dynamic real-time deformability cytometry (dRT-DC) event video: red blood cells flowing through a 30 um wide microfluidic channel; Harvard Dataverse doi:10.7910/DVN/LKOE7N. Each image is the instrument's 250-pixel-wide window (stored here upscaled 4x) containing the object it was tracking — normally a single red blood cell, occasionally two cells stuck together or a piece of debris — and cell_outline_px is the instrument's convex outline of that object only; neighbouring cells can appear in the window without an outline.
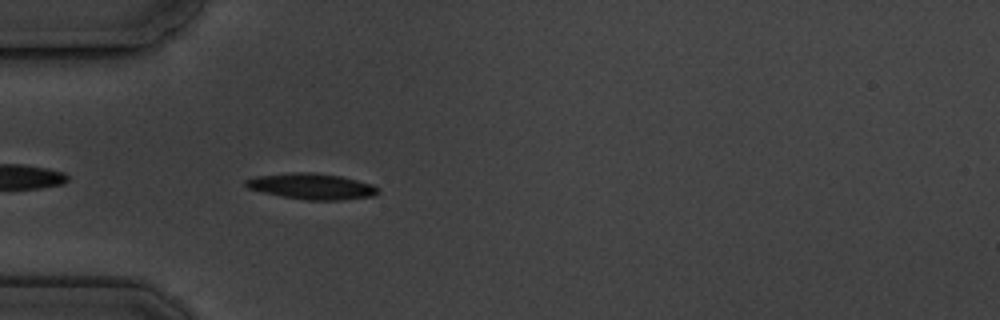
{"species": "common noctule bat (a hibernating species)", "species_latin": "Nyctalus noctula", "temperature_condition": "cold", "stored_images_in_passage": 6, "camera_frame_rate_fps": 3000, "um_per_image_px": 0.085, "animal": {"sex": "male", "body_mass_g": 19.5, "forearm_length_mm": 54.6}, "frame": {"image": 1, "passage_image": 6, "time_ms": 5.667, "image_size_px": [1000, 320], "cell_outline_px": [[380, 192], [372, 196], [340, 200], [308, 200], [280, 196], [248, 188], [244, 184], [244, 180], [256, 176], [292, 172], [312, 172], [340, 176], [372, 184], [380, 188]], "centroid_in_image_um": [26.5, 15.83], "position_along_channel_um": 58.5, "area_um2": 19.94}}